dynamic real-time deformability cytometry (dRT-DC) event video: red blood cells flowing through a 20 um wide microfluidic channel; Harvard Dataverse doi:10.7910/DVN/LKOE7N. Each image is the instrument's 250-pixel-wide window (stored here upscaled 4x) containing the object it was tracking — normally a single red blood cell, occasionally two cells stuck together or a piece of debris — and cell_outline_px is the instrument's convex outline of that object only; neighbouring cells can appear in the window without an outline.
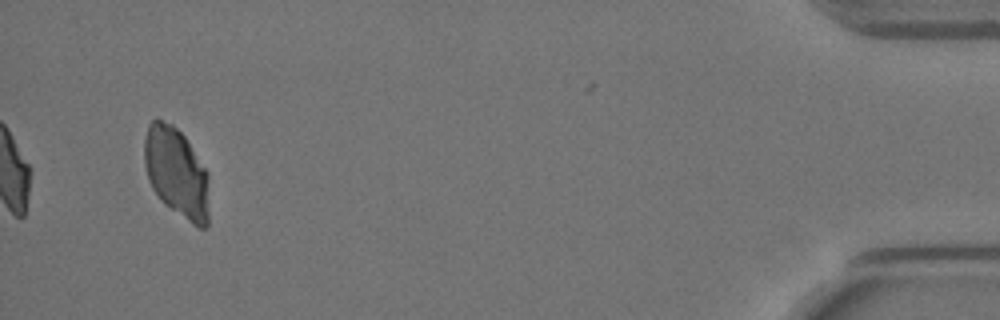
{"species": "Egyptian fruit bat (a non-hibernating species)", "species_latin": "Rousettus aegyptiacus", "temperature_condition": "warm", "stored_images_in_passage": 43, "camera_frame_rate_fps": 3000, "um_per_image_px": 0.085, "animal": {"sex": "female"}, "frame": {"image": 1, "passage_image": 43, "time_ms": 14.0, "image_size_px": [1000, 320], "cell_outline_px": [[208, 224], [204, 228], [200, 228], [192, 224], [164, 204], [160, 200], [152, 188], [148, 180], [144, 164], [144, 140], [148, 124], [156, 116], [172, 124], [184, 136], [208, 172]], "centroid_in_image_um": [14.98, 14.65], "position_along_channel_um": 420.2, "area_um2": 34.22}}